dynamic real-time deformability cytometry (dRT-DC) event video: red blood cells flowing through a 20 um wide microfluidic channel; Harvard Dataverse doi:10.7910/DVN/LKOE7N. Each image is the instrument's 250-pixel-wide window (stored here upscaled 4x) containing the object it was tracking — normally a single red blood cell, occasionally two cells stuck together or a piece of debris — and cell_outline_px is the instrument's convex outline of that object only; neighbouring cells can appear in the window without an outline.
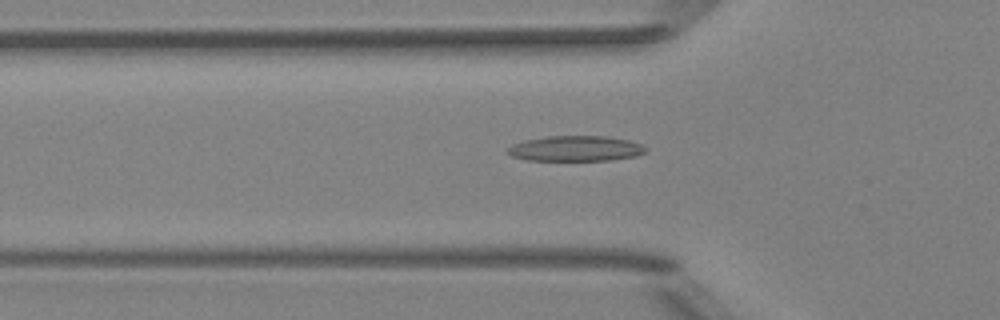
{"species": "Egyptian fruit bat (a non-hibernating species)", "species_latin": "Rousettus aegyptiacus", "temperature_condition": "room temperature", "stored_images_in_passage": 52, "camera_frame_rate_fps": 3000, "um_per_image_px": 0.085, "animal": {"sex": "female"}, "frame": {"image": 1, "passage_image": 18, "time_ms": 5.667, "image_size_px": [1000, 320], "cell_outline_px": [[648, 148], [644, 152], [636, 156], [612, 160], [524, 160], [512, 156], [504, 152], [512, 144], [524, 140], [548, 136], [604, 136], [628, 140], [640, 144]], "centroid_in_image_um": [48.88, 12.63], "position_along_channel_um": 76.9, "area_um2": 20.46}}
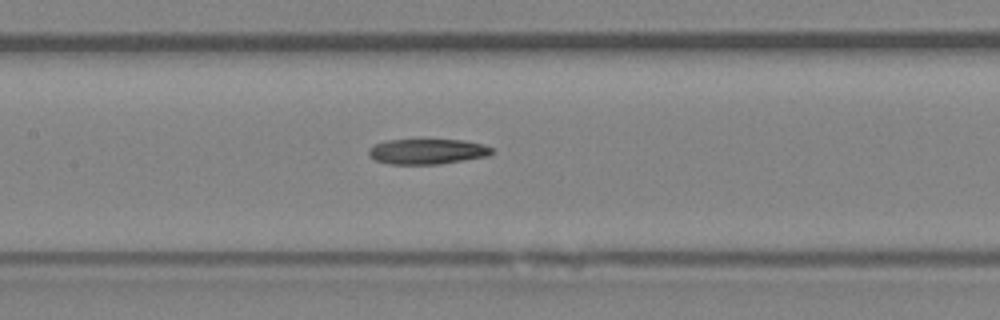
{"frame": {"image": 2, "passage_image": 25, "time_ms": 8.0, "image_size_px": [1000, 320], "cell_outline_px": [[492, 152], [488, 156], [440, 164], [388, 164], [376, 160], [368, 156], [368, 148], [376, 144], [388, 140], [464, 140], [484, 144], [492, 148]], "centroid_in_image_um": [36.31, 12.88], "position_along_channel_um": 171.1, "area_um2": 18.15}}
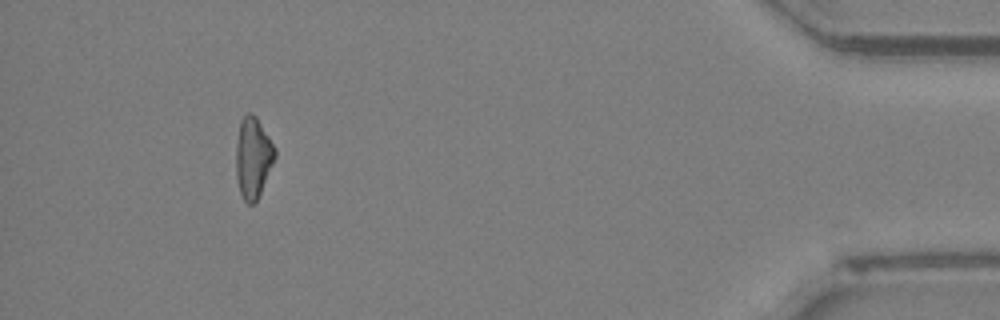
{"frame": {"image": 3, "passage_image": 48, "time_ms": 15.667, "image_size_px": [1000, 320], "cell_outline_px": [[276, 156], [260, 192], [256, 200], [252, 204], [248, 204], [244, 200], [240, 192], [236, 176], [236, 144], [240, 120], [248, 112], [252, 112], [256, 116], [276, 148]], "centroid_in_image_um": [21.5, 13.36], "position_along_channel_um": 413.7, "area_um2": 18.21}}